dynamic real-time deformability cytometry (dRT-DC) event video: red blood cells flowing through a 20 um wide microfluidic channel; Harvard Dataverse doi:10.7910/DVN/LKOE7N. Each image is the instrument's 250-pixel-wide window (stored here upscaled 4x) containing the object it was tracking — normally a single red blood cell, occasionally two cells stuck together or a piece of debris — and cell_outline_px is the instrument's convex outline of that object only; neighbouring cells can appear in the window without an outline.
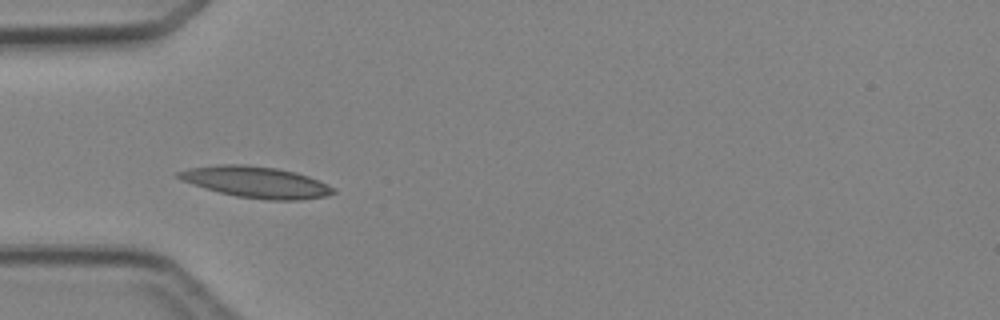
{"species": "Egyptian fruit bat (a non-hibernating species)", "species_latin": "Rousettus aegyptiacus", "temperature_condition": "cold", "stored_images_in_passage": 6, "camera_frame_rate_fps": 3000, "um_per_image_px": 0.085, "animal": {"sex": "female"}, "frame": {"image": 1, "passage_image": 4, "time_ms": 4.333, "image_size_px": [1000, 320], "cell_outline_px": [[336, 192], [324, 196], [300, 200], [268, 200], [236, 196], [204, 188], [184, 180], [176, 176], [176, 172], [188, 168], [220, 164], [244, 164], [276, 168], [296, 172], [320, 180], [336, 188]], "centroid_in_image_um": [21.8, 15.47], "position_along_channel_um": 63.2, "area_um2": 28.15}}
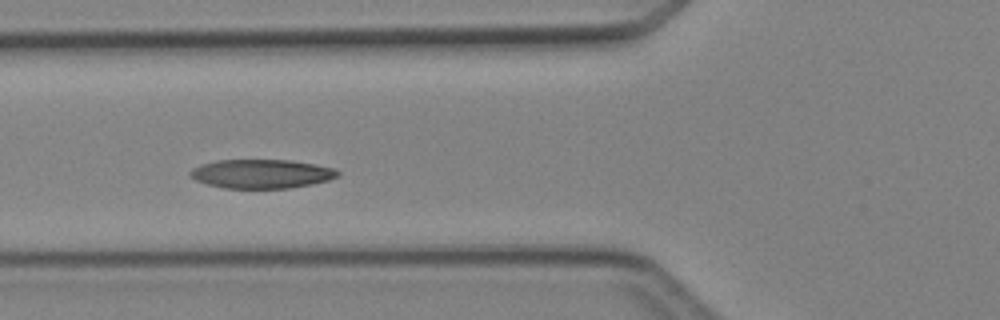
{"frame": {"image": 2, "passage_image": 5, "time_ms": 5.333, "image_size_px": [1000, 320], "cell_outline_px": [[340, 176], [328, 180], [312, 184], [288, 188], [224, 188], [208, 184], [196, 180], [188, 176], [188, 172], [192, 168], [200, 164], [216, 160], [288, 160], [316, 164], [336, 168], [340, 172]], "centroid_in_image_um": [22.23, 14.77], "position_along_channel_um": 103.6, "area_um2": 25.09}}
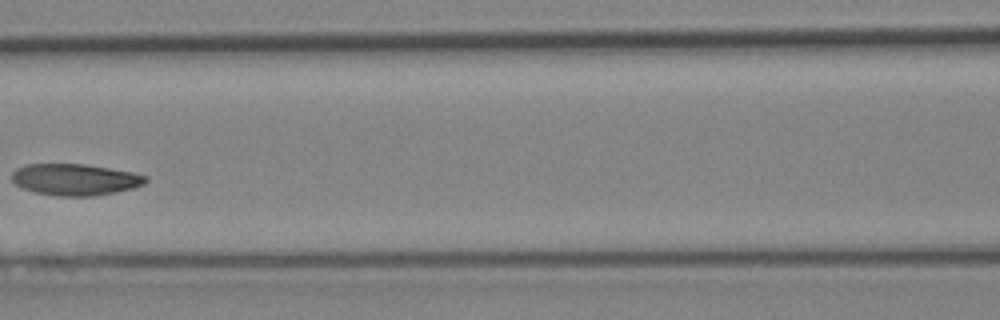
{"frame": {"image": 3, "passage_image": 6, "time_ms": 6.667, "image_size_px": [1000, 320], "cell_outline_px": [[148, 180], [144, 184], [132, 188], [116, 192], [92, 196], [56, 196], [36, 192], [24, 188], [16, 184], [12, 180], [12, 172], [16, 168], [28, 164], [84, 164], [132, 172], [148, 176]], "centroid_in_image_um": [6.39, 15.26], "position_along_channel_um": 160.2, "area_um2": 24.45}}